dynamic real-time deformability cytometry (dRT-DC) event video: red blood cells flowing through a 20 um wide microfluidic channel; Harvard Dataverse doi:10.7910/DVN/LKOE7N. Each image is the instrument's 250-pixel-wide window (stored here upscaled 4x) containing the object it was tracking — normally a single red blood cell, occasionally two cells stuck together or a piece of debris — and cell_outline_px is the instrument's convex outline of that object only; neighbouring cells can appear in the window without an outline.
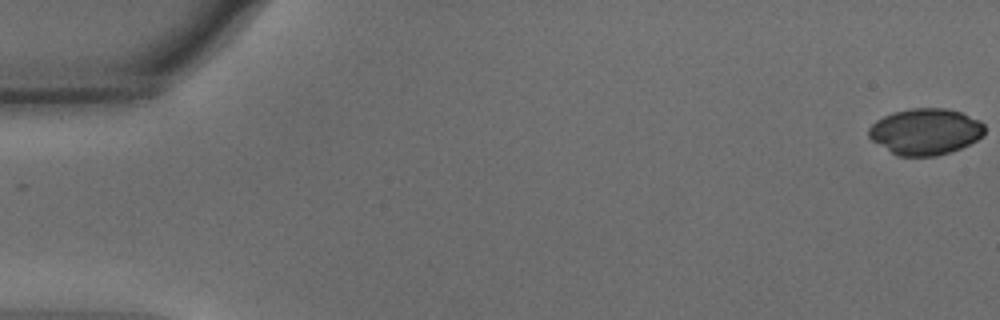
{"species": "common noctule bat (a hibernating species)", "species_latin": "Nyctalus noctula", "temperature_condition": "warm", "stored_images_in_passage": 54, "camera_frame_rate_fps": 3000, "um_per_image_px": 0.085, "animal": {"sex": "male", "body_mass_g": 15.6}, "frame": {"image": 1, "passage_image": 1, "time_ms": 0.0, "image_size_px": [1000, 320], "cell_outline_px": [[984, 132], [976, 140], [960, 148], [936, 156], [900, 156], [892, 152], [872, 140], [868, 136], [868, 128], [876, 120], [892, 112], [912, 108], [944, 108], [960, 112], [980, 120], [984, 124]], "centroid_in_image_um": [78.64, 11.17], "position_along_channel_um": 6.4, "area_um2": 30.98}}
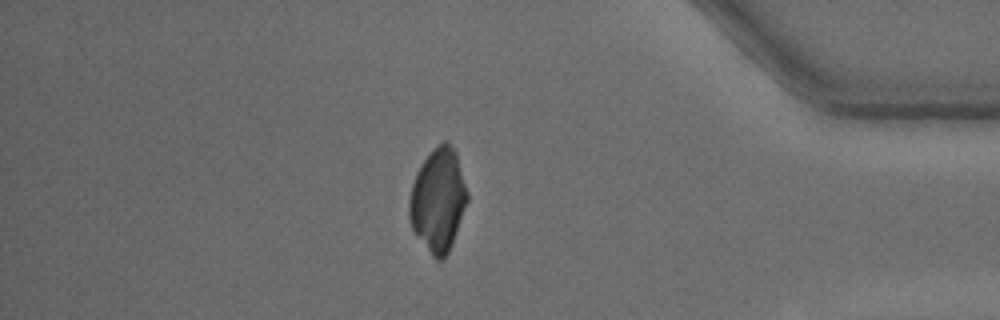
{"frame": {"image": 2, "passage_image": 47, "time_ms": 15.333, "image_size_px": [1000, 320], "cell_outline_px": [[468, 200], [452, 244], [448, 252], [440, 260], [436, 260], [432, 256], [416, 236], [408, 220], [408, 200], [412, 184], [416, 172], [424, 160], [444, 140], [448, 140], [456, 152], [468, 192]], "centroid_in_image_um": [37.22, 17.02], "position_along_channel_um": 398.0, "area_um2": 34.85}}
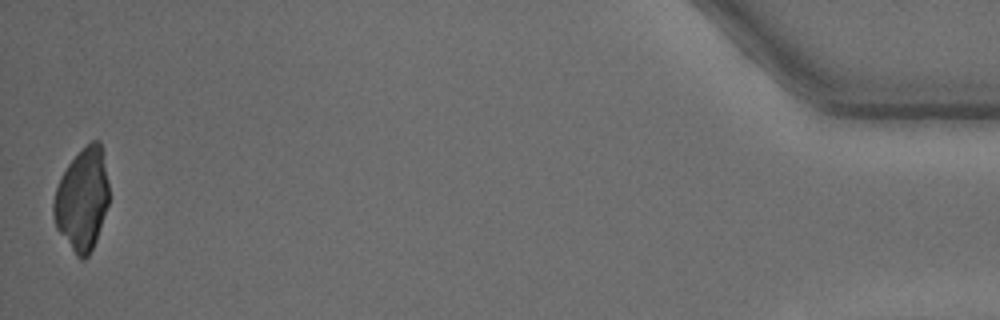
{"frame": {"image": 3, "passage_image": 54, "time_ms": 17.667, "image_size_px": [1000, 320], "cell_outline_px": [[108, 204], [96, 240], [88, 256], [84, 260], [80, 260], [76, 256], [56, 228], [52, 212], [52, 204], [56, 188], [60, 176], [68, 164], [92, 140], [100, 140], [108, 180]], "centroid_in_image_um": [6.97, 16.98], "position_along_channel_um": 428.2, "area_um2": 32.89}}